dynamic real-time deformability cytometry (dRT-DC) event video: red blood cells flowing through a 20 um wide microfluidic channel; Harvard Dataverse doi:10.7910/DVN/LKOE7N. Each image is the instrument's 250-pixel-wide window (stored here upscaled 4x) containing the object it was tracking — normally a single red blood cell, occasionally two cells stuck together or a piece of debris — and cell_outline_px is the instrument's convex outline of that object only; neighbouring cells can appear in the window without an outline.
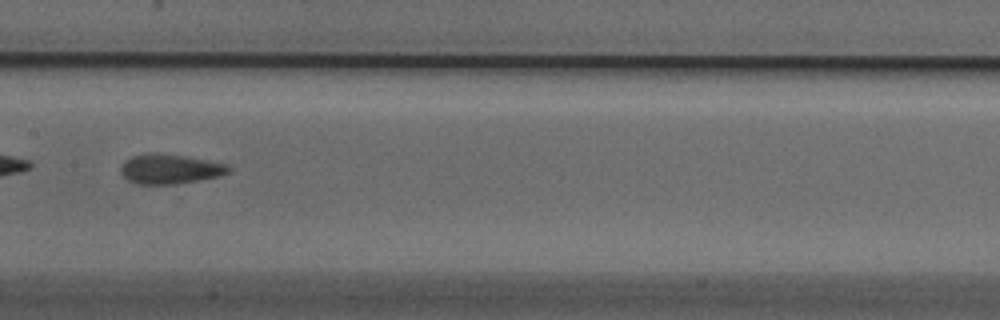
{"species": "Egyptian fruit bat (a non-hibernating species)", "species_latin": "Rousettus aegyptiacus", "temperature_condition": "cold", "stored_images_in_passage": 38, "camera_frame_rate_fps": 3000, "um_per_image_px": 0.085, "animal": {"sex": "male"}, "frame": {"image": 1, "passage_image": 12, "time_ms": 3.667, "image_size_px": [1000, 320], "cell_outline_px": [[232, 172], [220, 176], [200, 180], [176, 184], [136, 184], [128, 180], [120, 172], [120, 168], [124, 160], [132, 156], [148, 152], [156, 152], [184, 156], [228, 164], [232, 168]], "centroid_in_image_um": [14.46, 14.36], "position_along_channel_um": 192.9, "area_um2": 18.96}}